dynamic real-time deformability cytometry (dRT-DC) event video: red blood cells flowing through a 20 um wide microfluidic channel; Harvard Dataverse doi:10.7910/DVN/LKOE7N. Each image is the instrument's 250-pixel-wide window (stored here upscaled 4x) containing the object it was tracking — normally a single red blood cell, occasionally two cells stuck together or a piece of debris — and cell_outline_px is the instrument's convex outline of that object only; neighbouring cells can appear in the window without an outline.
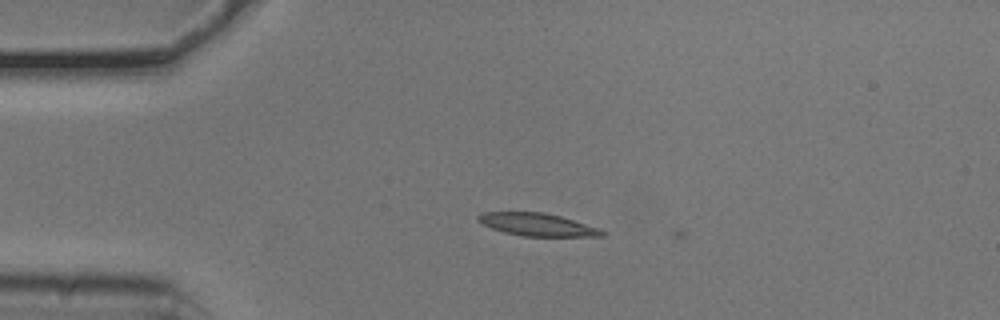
{"species": "common noctule bat (a hibernating species)", "species_latin": "Nyctalus noctula", "temperature_condition": "cold", "stored_images_in_passage": 7, "camera_frame_rate_fps": 3000, "um_per_image_px": 0.085, "animal": {"sex": "male", "body_mass_g": 20.5, "forearm_length_mm": 52.5}, "frame": {"image": 1, "passage_image": 5, "time_ms": 1.333, "image_size_px": [1000, 320], "cell_outline_px": [[604, 236], [524, 236], [504, 232], [480, 224], [476, 220], [476, 216], [480, 212], [544, 212], [560, 216], [600, 228], [604, 232]], "centroid_in_image_um": [45.61, 19.08], "position_along_channel_um": 39.4, "area_um2": 16.42}}